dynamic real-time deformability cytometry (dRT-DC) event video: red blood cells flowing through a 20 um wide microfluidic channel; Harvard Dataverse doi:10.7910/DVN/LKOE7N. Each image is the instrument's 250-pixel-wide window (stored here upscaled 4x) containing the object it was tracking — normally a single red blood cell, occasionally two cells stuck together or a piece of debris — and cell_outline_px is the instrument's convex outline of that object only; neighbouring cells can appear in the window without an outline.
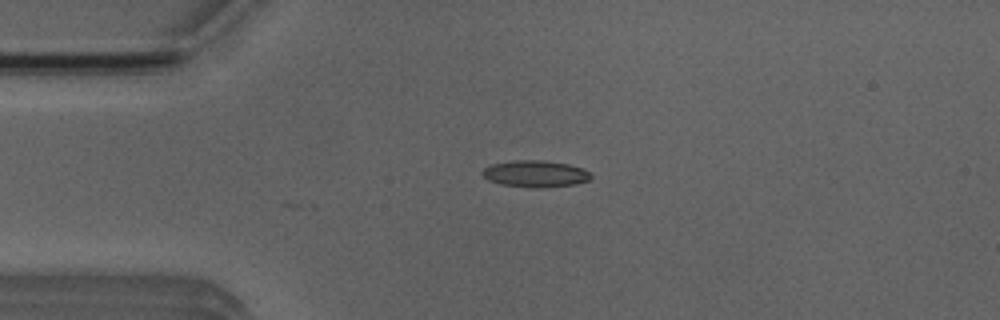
{"species": "Egyptian fruit bat (a non-hibernating species)", "species_latin": "Rousettus aegyptiacus", "temperature_condition": "room temperature", "stored_images_in_passage": 5, "camera_frame_rate_fps": 3000, "um_per_image_px": 0.085, "animal": {"sex": "male"}, "frame": {"image": 1, "passage_image": 4, "time_ms": 3.667, "image_size_px": [1000, 320], "cell_outline_px": [[592, 176], [588, 180], [576, 184], [544, 188], [536, 188], [500, 184], [488, 180], [480, 172], [484, 168], [492, 164], [516, 160], [544, 160], [568, 164], [580, 168], [588, 172]], "centroid_in_image_um": [45.48, 14.78], "position_along_channel_um": 39.5, "area_um2": 16.82}}